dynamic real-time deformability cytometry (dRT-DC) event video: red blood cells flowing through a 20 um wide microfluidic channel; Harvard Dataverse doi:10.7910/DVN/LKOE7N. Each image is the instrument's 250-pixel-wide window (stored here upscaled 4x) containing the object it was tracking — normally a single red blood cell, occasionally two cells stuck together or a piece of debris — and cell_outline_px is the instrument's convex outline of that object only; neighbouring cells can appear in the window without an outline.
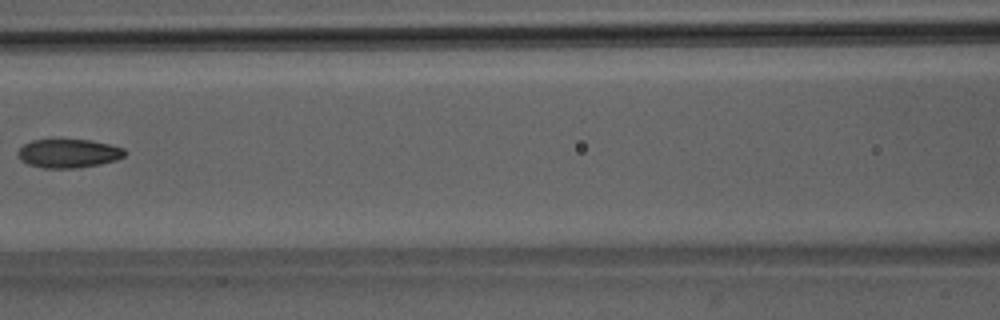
{"species": "Egyptian fruit bat (a non-hibernating species)", "species_latin": "Rousettus aegyptiacus", "temperature_condition": "room temperature", "stored_images_in_passage": 7, "camera_frame_rate_fps": 3000, "um_per_image_px": 0.085, "animal": {"sex": "male"}, "frame": {"image": 1, "passage_image": 7, "time_ms": 7.667, "image_size_px": [1000, 320], "cell_outline_px": [[124, 156], [116, 160], [100, 164], [76, 168], [44, 168], [28, 164], [20, 160], [16, 152], [24, 144], [32, 140], [88, 140], [108, 144], [124, 148]], "centroid_in_image_um": [5.79, 13.05], "position_along_channel_um": 160.8, "area_um2": 17.74}}